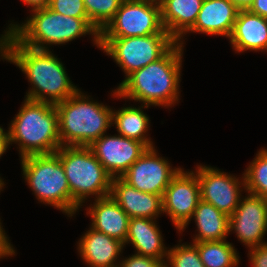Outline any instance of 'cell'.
Masks as SVG:
<instances>
[{
  "instance_id": "obj_28",
  "label": "cell",
  "mask_w": 267,
  "mask_h": 267,
  "mask_svg": "<svg viewBox=\"0 0 267 267\" xmlns=\"http://www.w3.org/2000/svg\"><path fill=\"white\" fill-rule=\"evenodd\" d=\"M48 8L62 15L88 18L83 0H50Z\"/></svg>"
},
{
  "instance_id": "obj_1",
  "label": "cell",
  "mask_w": 267,
  "mask_h": 267,
  "mask_svg": "<svg viewBox=\"0 0 267 267\" xmlns=\"http://www.w3.org/2000/svg\"><path fill=\"white\" fill-rule=\"evenodd\" d=\"M1 53L2 59L15 63L27 75L33 86L26 95L27 99L57 104L78 90L67 76L63 64L49 49L37 50L22 45L7 31L0 38Z\"/></svg>"
},
{
  "instance_id": "obj_36",
  "label": "cell",
  "mask_w": 267,
  "mask_h": 267,
  "mask_svg": "<svg viewBox=\"0 0 267 267\" xmlns=\"http://www.w3.org/2000/svg\"><path fill=\"white\" fill-rule=\"evenodd\" d=\"M153 267H169L164 260H159Z\"/></svg>"
},
{
  "instance_id": "obj_25",
  "label": "cell",
  "mask_w": 267,
  "mask_h": 267,
  "mask_svg": "<svg viewBox=\"0 0 267 267\" xmlns=\"http://www.w3.org/2000/svg\"><path fill=\"white\" fill-rule=\"evenodd\" d=\"M244 173L247 193L261 196L267 201V149L256 154Z\"/></svg>"
},
{
  "instance_id": "obj_26",
  "label": "cell",
  "mask_w": 267,
  "mask_h": 267,
  "mask_svg": "<svg viewBox=\"0 0 267 267\" xmlns=\"http://www.w3.org/2000/svg\"><path fill=\"white\" fill-rule=\"evenodd\" d=\"M88 20L100 33L119 10L123 0H83Z\"/></svg>"
},
{
  "instance_id": "obj_5",
  "label": "cell",
  "mask_w": 267,
  "mask_h": 267,
  "mask_svg": "<svg viewBox=\"0 0 267 267\" xmlns=\"http://www.w3.org/2000/svg\"><path fill=\"white\" fill-rule=\"evenodd\" d=\"M23 25L12 24L9 31L22 45L47 50V44H65L85 34H92L99 47V32L88 18L62 15L45 7L37 9ZM46 44V46H44Z\"/></svg>"
},
{
  "instance_id": "obj_23",
  "label": "cell",
  "mask_w": 267,
  "mask_h": 267,
  "mask_svg": "<svg viewBox=\"0 0 267 267\" xmlns=\"http://www.w3.org/2000/svg\"><path fill=\"white\" fill-rule=\"evenodd\" d=\"M112 124H115L120 135L140 141L148 148H153L151 139L146 138L149 118L140 108L125 107L112 112Z\"/></svg>"
},
{
  "instance_id": "obj_8",
  "label": "cell",
  "mask_w": 267,
  "mask_h": 267,
  "mask_svg": "<svg viewBox=\"0 0 267 267\" xmlns=\"http://www.w3.org/2000/svg\"><path fill=\"white\" fill-rule=\"evenodd\" d=\"M177 41L169 33L134 37H99V48L116 61L126 78L161 58Z\"/></svg>"
},
{
  "instance_id": "obj_37",
  "label": "cell",
  "mask_w": 267,
  "mask_h": 267,
  "mask_svg": "<svg viewBox=\"0 0 267 267\" xmlns=\"http://www.w3.org/2000/svg\"><path fill=\"white\" fill-rule=\"evenodd\" d=\"M0 136H9L8 132H4V129L0 127Z\"/></svg>"
},
{
  "instance_id": "obj_24",
  "label": "cell",
  "mask_w": 267,
  "mask_h": 267,
  "mask_svg": "<svg viewBox=\"0 0 267 267\" xmlns=\"http://www.w3.org/2000/svg\"><path fill=\"white\" fill-rule=\"evenodd\" d=\"M204 267H235L239 263L237 251L226 239L193 243Z\"/></svg>"
},
{
  "instance_id": "obj_22",
  "label": "cell",
  "mask_w": 267,
  "mask_h": 267,
  "mask_svg": "<svg viewBox=\"0 0 267 267\" xmlns=\"http://www.w3.org/2000/svg\"><path fill=\"white\" fill-rule=\"evenodd\" d=\"M192 218L199 232L193 242L222 241L230 233L229 216L202 200L198 202Z\"/></svg>"
},
{
  "instance_id": "obj_13",
  "label": "cell",
  "mask_w": 267,
  "mask_h": 267,
  "mask_svg": "<svg viewBox=\"0 0 267 267\" xmlns=\"http://www.w3.org/2000/svg\"><path fill=\"white\" fill-rule=\"evenodd\" d=\"M89 147L112 178L121 177L148 149L140 141L105 134Z\"/></svg>"
},
{
  "instance_id": "obj_11",
  "label": "cell",
  "mask_w": 267,
  "mask_h": 267,
  "mask_svg": "<svg viewBox=\"0 0 267 267\" xmlns=\"http://www.w3.org/2000/svg\"><path fill=\"white\" fill-rule=\"evenodd\" d=\"M154 148H148L121 178L141 192L163 197L165 189L181 168L172 169L167 160L158 157Z\"/></svg>"
},
{
  "instance_id": "obj_10",
  "label": "cell",
  "mask_w": 267,
  "mask_h": 267,
  "mask_svg": "<svg viewBox=\"0 0 267 267\" xmlns=\"http://www.w3.org/2000/svg\"><path fill=\"white\" fill-rule=\"evenodd\" d=\"M200 201V186L196 172L180 171L172 178L162 197L163 213H167L175 227L183 231Z\"/></svg>"
},
{
  "instance_id": "obj_9",
  "label": "cell",
  "mask_w": 267,
  "mask_h": 267,
  "mask_svg": "<svg viewBox=\"0 0 267 267\" xmlns=\"http://www.w3.org/2000/svg\"><path fill=\"white\" fill-rule=\"evenodd\" d=\"M168 33L162 25L158 0H123L99 37H134Z\"/></svg>"
},
{
  "instance_id": "obj_18",
  "label": "cell",
  "mask_w": 267,
  "mask_h": 267,
  "mask_svg": "<svg viewBox=\"0 0 267 267\" xmlns=\"http://www.w3.org/2000/svg\"><path fill=\"white\" fill-rule=\"evenodd\" d=\"M82 259L91 267H118L115 263L124 243L93 228L78 243Z\"/></svg>"
},
{
  "instance_id": "obj_14",
  "label": "cell",
  "mask_w": 267,
  "mask_h": 267,
  "mask_svg": "<svg viewBox=\"0 0 267 267\" xmlns=\"http://www.w3.org/2000/svg\"><path fill=\"white\" fill-rule=\"evenodd\" d=\"M233 230L249 248L264 244L262 239L267 232V201L250 193L245 199H240L234 213L229 216V232Z\"/></svg>"
},
{
  "instance_id": "obj_27",
  "label": "cell",
  "mask_w": 267,
  "mask_h": 267,
  "mask_svg": "<svg viewBox=\"0 0 267 267\" xmlns=\"http://www.w3.org/2000/svg\"><path fill=\"white\" fill-rule=\"evenodd\" d=\"M167 259L170 267H204L199 251L194 244H182L171 248Z\"/></svg>"
},
{
  "instance_id": "obj_32",
  "label": "cell",
  "mask_w": 267,
  "mask_h": 267,
  "mask_svg": "<svg viewBox=\"0 0 267 267\" xmlns=\"http://www.w3.org/2000/svg\"><path fill=\"white\" fill-rule=\"evenodd\" d=\"M248 11L267 19V0H254Z\"/></svg>"
},
{
  "instance_id": "obj_19",
  "label": "cell",
  "mask_w": 267,
  "mask_h": 267,
  "mask_svg": "<svg viewBox=\"0 0 267 267\" xmlns=\"http://www.w3.org/2000/svg\"><path fill=\"white\" fill-rule=\"evenodd\" d=\"M92 206L87 209L89 210L87 214L92 217L91 228L120 240L126 245L129 216L110 196L95 199Z\"/></svg>"
},
{
  "instance_id": "obj_29",
  "label": "cell",
  "mask_w": 267,
  "mask_h": 267,
  "mask_svg": "<svg viewBox=\"0 0 267 267\" xmlns=\"http://www.w3.org/2000/svg\"><path fill=\"white\" fill-rule=\"evenodd\" d=\"M158 261L151 257L134 254L124 259L118 267H153Z\"/></svg>"
},
{
  "instance_id": "obj_4",
  "label": "cell",
  "mask_w": 267,
  "mask_h": 267,
  "mask_svg": "<svg viewBox=\"0 0 267 267\" xmlns=\"http://www.w3.org/2000/svg\"><path fill=\"white\" fill-rule=\"evenodd\" d=\"M55 106L61 146H90L113 123V110L88 100L79 89Z\"/></svg>"
},
{
  "instance_id": "obj_15",
  "label": "cell",
  "mask_w": 267,
  "mask_h": 267,
  "mask_svg": "<svg viewBox=\"0 0 267 267\" xmlns=\"http://www.w3.org/2000/svg\"><path fill=\"white\" fill-rule=\"evenodd\" d=\"M110 197L129 218L154 219L163 212L162 196L141 192L121 177L112 178Z\"/></svg>"
},
{
  "instance_id": "obj_3",
  "label": "cell",
  "mask_w": 267,
  "mask_h": 267,
  "mask_svg": "<svg viewBox=\"0 0 267 267\" xmlns=\"http://www.w3.org/2000/svg\"><path fill=\"white\" fill-rule=\"evenodd\" d=\"M8 130L10 144L18 143L21 158L55 153L60 147L55 104L25 99Z\"/></svg>"
},
{
  "instance_id": "obj_21",
  "label": "cell",
  "mask_w": 267,
  "mask_h": 267,
  "mask_svg": "<svg viewBox=\"0 0 267 267\" xmlns=\"http://www.w3.org/2000/svg\"><path fill=\"white\" fill-rule=\"evenodd\" d=\"M153 220L130 218L125 243H132L138 255L163 260L169 250H165L160 230Z\"/></svg>"
},
{
  "instance_id": "obj_35",
  "label": "cell",
  "mask_w": 267,
  "mask_h": 267,
  "mask_svg": "<svg viewBox=\"0 0 267 267\" xmlns=\"http://www.w3.org/2000/svg\"><path fill=\"white\" fill-rule=\"evenodd\" d=\"M10 145L9 136H0V157L4 152H6V149Z\"/></svg>"
},
{
  "instance_id": "obj_34",
  "label": "cell",
  "mask_w": 267,
  "mask_h": 267,
  "mask_svg": "<svg viewBox=\"0 0 267 267\" xmlns=\"http://www.w3.org/2000/svg\"><path fill=\"white\" fill-rule=\"evenodd\" d=\"M239 10H248L254 0H230Z\"/></svg>"
},
{
  "instance_id": "obj_20",
  "label": "cell",
  "mask_w": 267,
  "mask_h": 267,
  "mask_svg": "<svg viewBox=\"0 0 267 267\" xmlns=\"http://www.w3.org/2000/svg\"><path fill=\"white\" fill-rule=\"evenodd\" d=\"M163 28L179 43L195 24L203 0H158Z\"/></svg>"
},
{
  "instance_id": "obj_12",
  "label": "cell",
  "mask_w": 267,
  "mask_h": 267,
  "mask_svg": "<svg viewBox=\"0 0 267 267\" xmlns=\"http://www.w3.org/2000/svg\"><path fill=\"white\" fill-rule=\"evenodd\" d=\"M197 168L200 200L212 204L219 211L231 216L240 202L242 182L245 190L244 176L243 181L239 182L235 176L227 175L218 169L202 165Z\"/></svg>"
},
{
  "instance_id": "obj_2",
  "label": "cell",
  "mask_w": 267,
  "mask_h": 267,
  "mask_svg": "<svg viewBox=\"0 0 267 267\" xmlns=\"http://www.w3.org/2000/svg\"><path fill=\"white\" fill-rule=\"evenodd\" d=\"M183 43L176 42L161 58L130 74L114 91V96L149 105H174L179 99Z\"/></svg>"
},
{
  "instance_id": "obj_31",
  "label": "cell",
  "mask_w": 267,
  "mask_h": 267,
  "mask_svg": "<svg viewBox=\"0 0 267 267\" xmlns=\"http://www.w3.org/2000/svg\"><path fill=\"white\" fill-rule=\"evenodd\" d=\"M11 244L8 241V238L5 235V232L3 231V228L1 227L0 223V258L4 256H12L15 254V251L13 250Z\"/></svg>"
},
{
  "instance_id": "obj_30",
  "label": "cell",
  "mask_w": 267,
  "mask_h": 267,
  "mask_svg": "<svg viewBox=\"0 0 267 267\" xmlns=\"http://www.w3.org/2000/svg\"><path fill=\"white\" fill-rule=\"evenodd\" d=\"M250 260L253 267H267V243L250 248Z\"/></svg>"
},
{
  "instance_id": "obj_38",
  "label": "cell",
  "mask_w": 267,
  "mask_h": 267,
  "mask_svg": "<svg viewBox=\"0 0 267 267\" xmlns=\"http://www.w3.org/2000/svg\"><path fill=\"white\" fill-rule=\"evenodd\" d=\"M3 186H4V182H3L2 179L0 178V190L2 189Z\"/></svg>"
},
{
  "instance_id": "obj_17",
  "label": "cell",
  "mask_w": 267,
  "mask_h": 267,
  "mask_svg": "<svg viewBox=\"0 0 267 267\" xmlns=\"http://www.w3.org/2000/svg\"><path fill=\"white\" fill-rule=\"evenodd\" d=\"M229 39L237 52L267 50V19L239 10Z\"/></svg>"
},
{
  "instance_id": "obj_16",
  "label": "cell",
  "mask_w": 267,
  "mask_h": 267,
  "mask_svg": "<svg viewBox=\"0 0 267 267\" xmlns=\"http://www.w3.org/2000/svg\"><path fill=\"white\" fill-rule=\"evenodd\" d=\"M239 9L230 0H203L194 26L188 32L229 38Z\"/></svg>"
},
{
  "instance_id": "obj_33",
  "label": "cell",
  "mask_w": 267,
  "mask_h": 267,
  "mask_svg": "<svg viewBox=\"0 0 267 267\" xmlns=\"http://www.w3.org/2000/svg\"><path fill=\"white\" fill-rule=\"evenodd\" d=\"M25 4L32 7V11L48 7L50 0H22Z\"/></svg>"
},
{
  "instance_id": "obj_6",
  "label": "cell",
  "mask_w": 267,
  "mask_h": 267,
  "mask_svg": "<svg viewBox=\"0 0 267 267\" xmlns=\"http://www.w3.org/2000/svg\"><path fill=\"white\" fill-rule=\"evenodd\" d=\"M61 160L70 189V216L89 195L110 196L112 177L89 146H61L55 152Z\"/></svg>"
},
{
  "instance_id": "obj_7",
  "label": "cell",
  "mask_w": 267,
  "mask_h": 267,
  "mask_svg": "<svg viewBox=\"0 0 267 267\" xmlns=\"http://www.w3.org/2000/svg\"><path fill=\"white\" fill-rule=\"evenodd\" d=\"M24 178L40 202L70 215V189L56 153L21 158Z\"/></svg>"
}]
</instances>
